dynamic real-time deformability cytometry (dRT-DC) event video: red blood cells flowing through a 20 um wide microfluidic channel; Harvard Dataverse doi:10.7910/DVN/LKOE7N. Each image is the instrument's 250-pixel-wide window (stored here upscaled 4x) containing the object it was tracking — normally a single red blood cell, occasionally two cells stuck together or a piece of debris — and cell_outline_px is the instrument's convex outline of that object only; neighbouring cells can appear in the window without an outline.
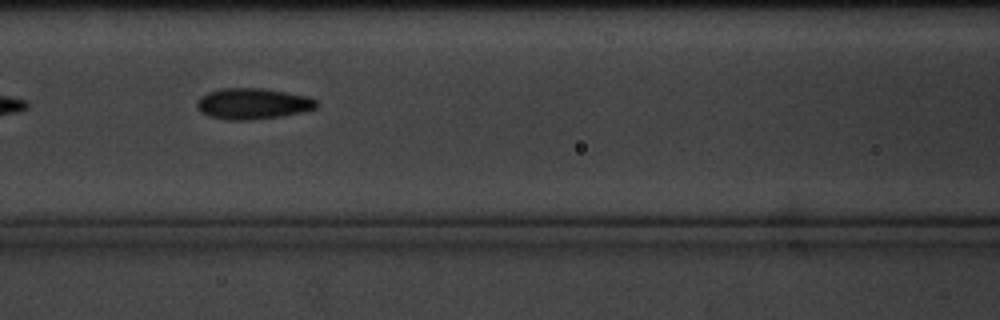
{"species": "common noctule bat (a hibernating species)", "species_latin": "Nyctalus noctula", "temperature_condition": "cold", "stored_images_in_passage": 4, "camera_frame_rate_fps": 3000, "um_per_image_px": 0.085, "animal": {"sex": "male", "body_mass_g": 20.1, "forearm_length_mm": 53.5}, "frame": {"image": 1, "passage_image": 4, "time_ms": 3.333, "image_size_px": [1000, 320], "cell_outline_px": [[316, 108], [300, 112], [280, 116], [244, 120], [228, 120], [208, 116], [200, 112], [196, 108], [196, 100], [200, 96], [208, 92], [224, 88], [264, 88], [308, 96], [316, 100]], "centroid_in_image_um": [21.42, 8.8], "position_along_channel_um": 145.2, "area_um2": 21.56}}